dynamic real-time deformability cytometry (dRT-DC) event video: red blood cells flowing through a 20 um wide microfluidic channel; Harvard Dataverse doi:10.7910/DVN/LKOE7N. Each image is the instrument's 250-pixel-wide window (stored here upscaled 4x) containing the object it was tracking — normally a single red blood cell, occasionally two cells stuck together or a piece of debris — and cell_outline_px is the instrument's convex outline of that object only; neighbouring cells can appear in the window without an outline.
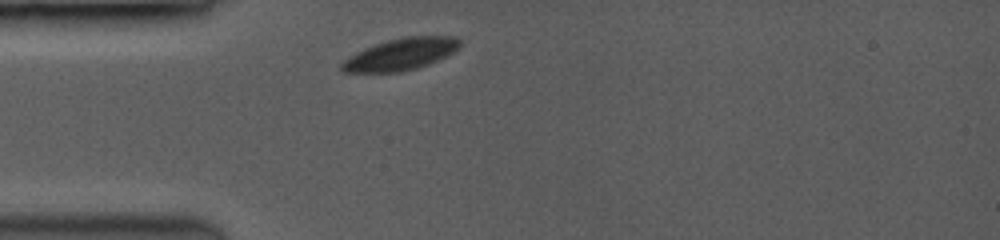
{"species": "common noctule bat (a hibernating species)", "species_latin": "Nyctalus noctula", "temperature_condition": "room temperature", "stored_images_in_passage": 5, "camera_frame_rate_fps": 3500, "um_per_image_px": 0.085, "animal": {"sex": "female", "body_mass_g": 19.0, "forearm_length_mm": 53.3}, "frame": {"image": 1, "passage_image": 1, "time_ms": 0.0, "image_size_px": [1000, 240], "cell_outline_px": [[460, 44], [452, 52], [428, 64], [416, 68], [396, 72], [344, 72], [340, 68], [340, 64], [348, 56], [372, 44], [404, 36], [456, 36], [460, 40]], "centroid_in_image_um": [34.01, 4.6], "position_along_channel_um": 51.0, "area_um2": 21.73}}
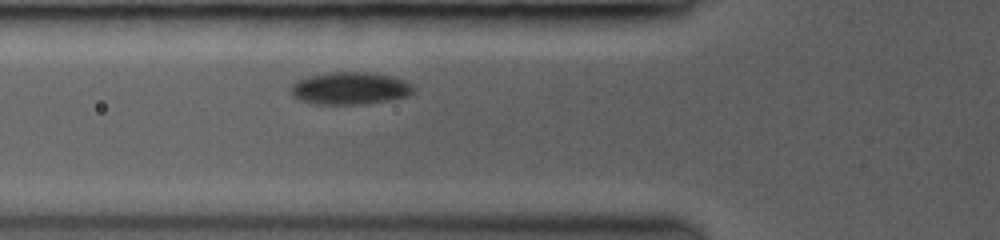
{"frame": {"image": 2, "passage_image": 3, "time_ms": 1.429, "image_size_px": [1000, 240], "cell_outline_px": [[412, 92], [404, 96], [384, 100], [360, 104], [328, 104], [304, 100], [296, 96], [292, 92], [292, 84], [296, 80], [308, 76], [332, 72], [376, 72], [404, 80], [412, 84]], "centroid_in_image_um": [29.77, 7.47], "position_along_channel_um": 96.0, "area_um2": 22.43}}